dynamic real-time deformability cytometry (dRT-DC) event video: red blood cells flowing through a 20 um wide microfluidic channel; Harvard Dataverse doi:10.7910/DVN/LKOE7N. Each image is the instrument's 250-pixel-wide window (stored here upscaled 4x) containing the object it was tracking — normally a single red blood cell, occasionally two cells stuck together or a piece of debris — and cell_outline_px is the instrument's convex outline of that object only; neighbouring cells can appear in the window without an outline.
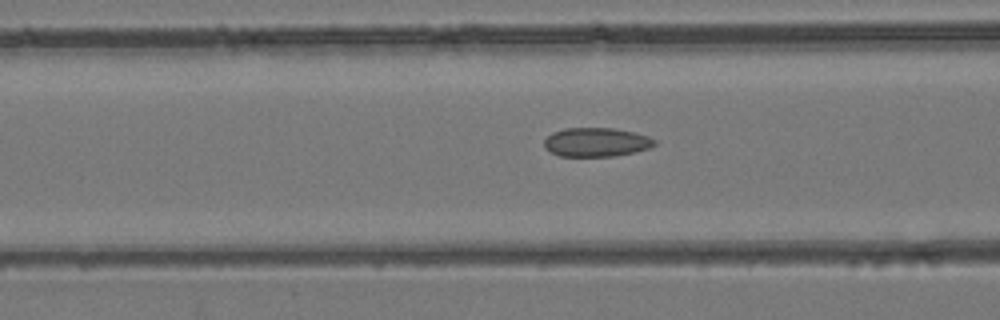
{"species": "common noctule bat (a hibernating species)", "species_latin": "Nyctalus noctula", "temperature_condition": "room temperature", "stored_images_in_passage": 47, "camera_frame_rate_fps": 3000, "um_per_image_px": 0.085, "animal": {"sex": "female", "body_mass_g": 24.6, "forearm_length_mm": 56.2}, "frame": {"image": 1, "passage_image": 19, "time_ms": 6.0, "image_size_px": [1000, 320], "cell_outline_px": [[656, 144], [648, 148], [636, 152], [616, 156], [560, 156], [544, 148], [544, 140], [552, 132], [564, 128], [612, 128], [632, 132], [648, 136], [656, 140]], "centroid_in_image_um": [50.67, 12.09], "position_along_channel_um": 115.9, "area_um2": 18.61}}
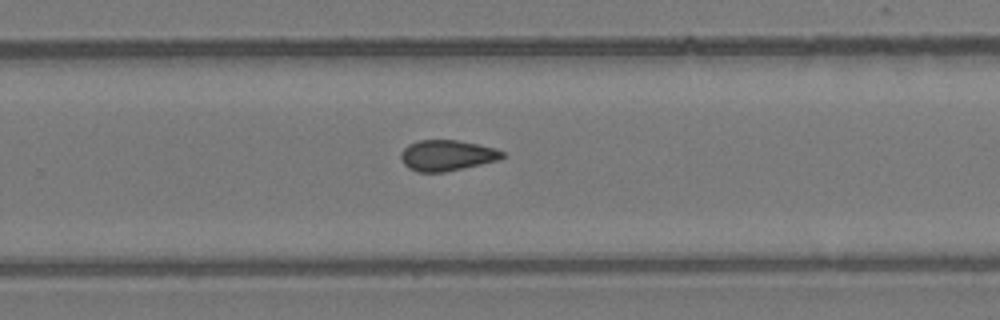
{"frame": {"image": 2, "passage_image": 31, "time_ms": 10.0, "image_size_px": [1000, 320], "cell_outline_px": [[508, 156], [500, 160], [444, 172], [416, 172], [408, 168], [400, 160], [400, 152], [408, 144], [420, 140], [456, 140], [496, 148], [508, 152]], "centroid_in_image_um": [38.03, 13.21], "position_along_channel_um": 291.8, "area_um2": 18.5}}
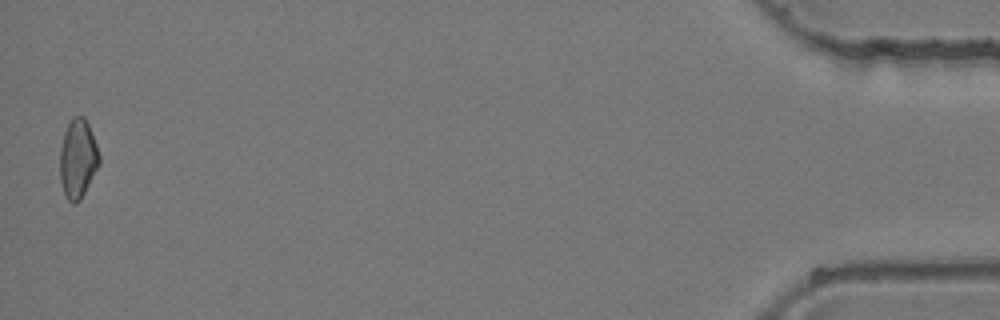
{"frame": {"image": 3, "passage_image": 47, "time_ms": 15.333, "image_size_px": [1000, 320], "cell_outline_px": [[100, 164], [80, 200], [76, 204], [72, 204], [64, 196], [60, 180], [60, 148], [64, 132], [72, 116], [84, 116], [88, 124], [96, 144], [100, 156]], "centroid_in_image_um": [6.6, 13.51], "position_along_channel_um": 428.6, "area_um2": 18.21}}